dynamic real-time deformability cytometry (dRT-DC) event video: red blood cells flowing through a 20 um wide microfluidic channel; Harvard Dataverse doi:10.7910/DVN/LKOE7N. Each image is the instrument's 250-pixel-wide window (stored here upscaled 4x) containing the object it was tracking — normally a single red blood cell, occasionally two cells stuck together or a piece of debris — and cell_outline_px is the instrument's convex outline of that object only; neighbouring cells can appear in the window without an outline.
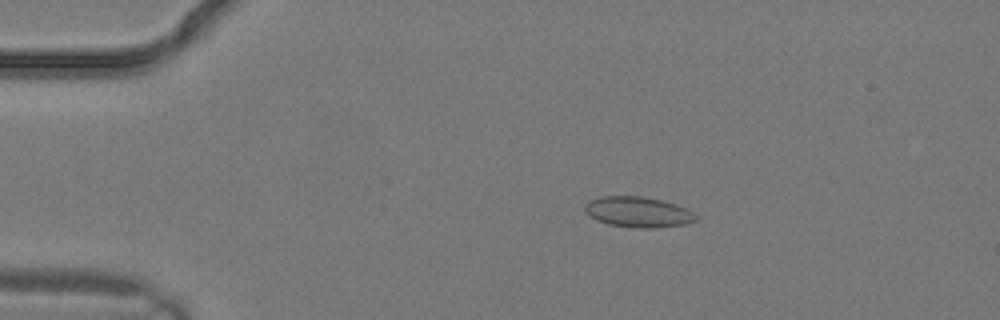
{"species": "common noctule bat (a hibernating species)", "species_latin": "Nyctalus noctula", "temperature_condition": "warm", "stored_images_in_passage": 2, "camera_frame_rate_fps": 3000, "um_per_image_px": 0.085, "animal": {"sex": "male", "body_mass_g": 19.2, "forearm_length_mm": 51.8}, "frame": {"image": 1, "passage_image": 2, "time_ms": 0.333, "image_size_px": [1000, 320], "cell_outline_px": [[700, 216], [696, 220], [684, 224], [656, 228], [632, 228], [608, 224], [596, 220], [584, 212], [584, 204], [588, 200], [600, 196], [644, 196], [676, 204]], "centroid_in_image_um": [54.19, 18.02], "position_along_channel_um": 30.8, "area_um2": 20.0}}